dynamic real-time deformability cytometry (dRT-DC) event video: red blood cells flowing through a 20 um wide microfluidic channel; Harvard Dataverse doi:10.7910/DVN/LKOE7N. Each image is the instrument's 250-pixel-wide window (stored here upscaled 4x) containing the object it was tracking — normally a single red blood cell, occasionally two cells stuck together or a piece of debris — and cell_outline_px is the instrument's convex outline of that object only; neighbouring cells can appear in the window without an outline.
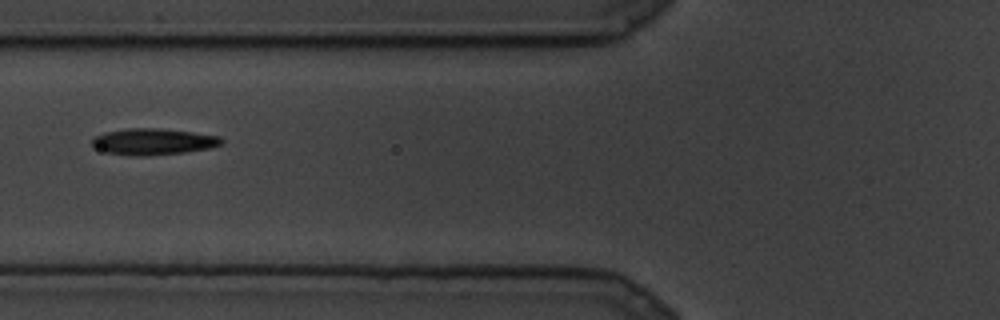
{"species": "common noctule bat (a hibernating species)", "species_latin": "Nyctalus noctula", "temperature_condition": "cold", "stored_images_in_passage": 5, "camera_frame_rate_fps": 3000, "um_per_image_px": 0.085, "animal": {"sex": "male", "body_mass_g": 19.5, "forearm_length_mm": 54.6}, "frame": {"image": 1, "passage_image": 4, "time_ms": 1.0, "image_size_px": [1000, 320], "cell_outline_px": [[224, 144], [208, 148], [184, 152], [144, 156], [136, 156], [104, 152], [92, 148], [92, 140], [96, 136], [104, 132], [128, 128], [156, 128], [192, 132], [220, 136], [224, 140]], "centroid_in_image_um": [13.01, 12.04], "position_along_channel_um": 112.8, "area_um2": 19.94}}